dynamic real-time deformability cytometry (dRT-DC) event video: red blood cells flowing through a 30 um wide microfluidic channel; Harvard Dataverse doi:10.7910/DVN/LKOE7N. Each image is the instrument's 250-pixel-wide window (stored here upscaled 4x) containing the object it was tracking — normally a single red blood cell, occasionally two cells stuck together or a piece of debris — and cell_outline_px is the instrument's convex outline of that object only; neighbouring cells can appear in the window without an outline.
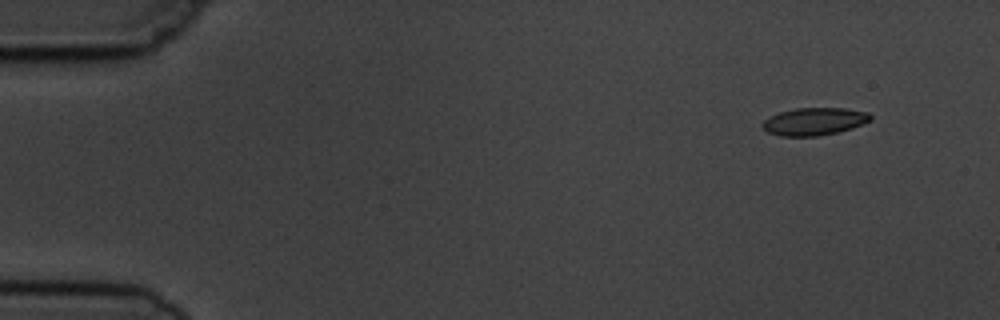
{"species": "common noctule bat (a hibernating species)", "species_latin": "Nyctalus noctula", "temperature_condition": "cold", "stored_images_in_passage": 4, "camera_frame_rate_fps": 3000, "um_per_image_px": 0.085, "animal": {"sex": "male", "body_mass_g": 19.5, "forearm_length_mm": 54.6}, "frame": {"image": 1, "passage_image": 1, "time_ms": 0.0, "image_size_px": [1000, 320], "cell_outline_px": [[872, 120], [864, 124], [852, 128], [820, 136], [780, 136], [768, 132], [760, 124], [764, 120], [780, 112], [796, 108], [844, 108], [868, 112], [872, 116]], "centroid_in_image_um": [69.24, 10.32], "position_along_channel_um": 15.8, "area_um2": 17.34}}
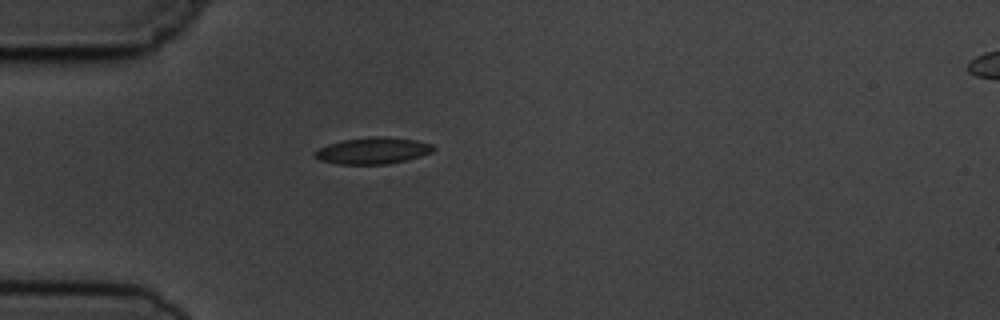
{"frame": {"image": 2, "passage_image": 4, "time_ms": 3.667, "image_size_px": [1000, 320], "cell_outline_px": [[436, 148], [432, 152], [420, 156], [388, 164], [336, 164], [320, 160], [312, 156], [312, 152], [328, 144], [344, 140], [368, 136], [388, 136], [416, 140], [432, 144]], "centroid_in_image_um": [31.67, 12.8], "position_along_channel_um": 53.3, "area_um2": 18.5}}